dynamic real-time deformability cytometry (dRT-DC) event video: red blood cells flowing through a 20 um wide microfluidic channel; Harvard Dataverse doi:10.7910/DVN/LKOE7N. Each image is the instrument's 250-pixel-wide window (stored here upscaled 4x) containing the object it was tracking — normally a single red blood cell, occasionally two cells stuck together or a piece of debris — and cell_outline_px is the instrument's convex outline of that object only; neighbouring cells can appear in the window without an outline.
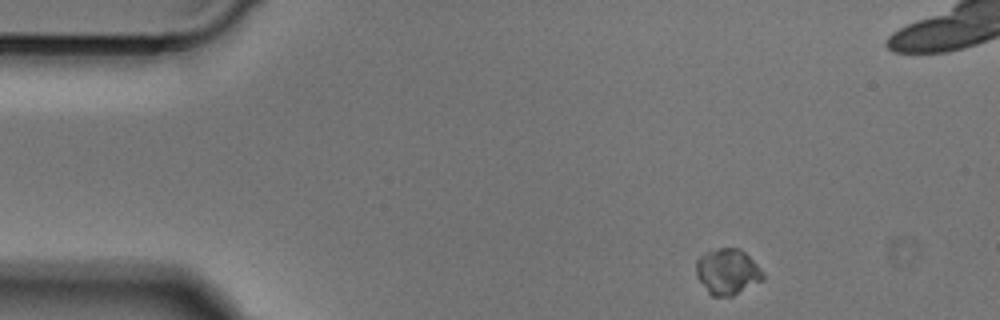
{"species": "Egyptian fruit bat (a non-hibernating species)", "species_latin": "Rousettus aegyptiacus", "temperature_condition": "cold", "stored_images_in_passage": 9, "camera_frame_rate_fps": 3000, "um_per_image_px": 0.085, "animal": {"sex": "male"}, "frame": {"image": 1, "passage_image": 1, "time_ms": 0.0, "image_size_px": [1000, 320], "cell_outline_px": [[764, 280], [732, 296], [712, 296], [708, 292], [696, 276], [696, 260], [700, 256], [708, 252], [720, 248], [740, 248], [764, 272]], "centroid_in_image_um": [61.84, 23.1], "position_along_channel_um": 23.2, "area_um2": 17.74}}